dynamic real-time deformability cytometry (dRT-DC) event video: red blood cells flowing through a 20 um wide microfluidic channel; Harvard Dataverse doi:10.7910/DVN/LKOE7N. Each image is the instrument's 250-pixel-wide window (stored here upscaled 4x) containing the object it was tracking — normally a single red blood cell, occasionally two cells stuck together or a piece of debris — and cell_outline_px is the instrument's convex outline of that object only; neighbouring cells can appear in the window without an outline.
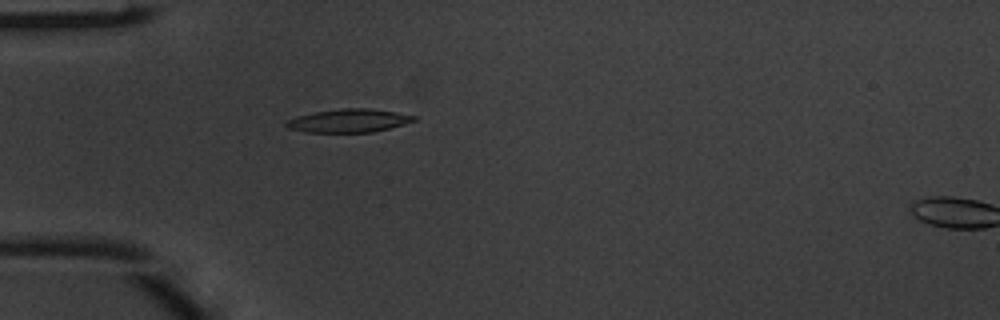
{"species": "common noctule bat (a hibernating species)", "species_latin": "Nyctalus noctula", "temperature_condition": "warm", "stored_images_in_passage": 2, "camera_frame_rate_fps": 3000, "um_per_image_px": 0.085, "animal": {"sex": "male", "body_mass_g": 20.1, "forearm_length_mm": 53.5}, "frame": {"image": 1, "passage_image": 1, "time_ms": 0.0, "image_size_px": [1000, 320], "cell_outline_px": [[416, 120], [404, 124], [372, 132], [304, 132], [288, 128], [284, 124], [288, 120], [296, 116], [316, 112], [344, 108], [364, 108], [392, 112], [416, 116]], "centroid_in_image_um": [29.6, 10.26], "position_along_channel_um": 55.4, "area_um2": 16.99}}